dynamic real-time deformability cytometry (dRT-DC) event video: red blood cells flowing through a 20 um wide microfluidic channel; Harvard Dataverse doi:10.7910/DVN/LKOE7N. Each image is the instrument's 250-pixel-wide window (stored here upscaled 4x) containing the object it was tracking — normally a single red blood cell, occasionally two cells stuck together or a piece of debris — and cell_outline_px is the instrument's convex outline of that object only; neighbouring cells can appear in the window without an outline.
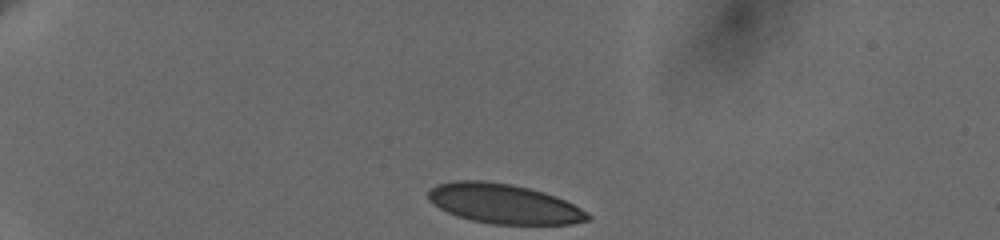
{"species": "human", "species_latin": "Homo sapiens", "temperature_condition": "cold", "stored_images_in_passage": 19, "camera_frame_rate_fps": 3000, "um_per_image_px": 0.085, "donor": {"sex": "female"}, "frame": {"image": 1, "passage_image": 1, "time_ms": 0.0, "image_size_px": [1000, 240], "cell_outline_px": [[592, 216], [588, 220], [572, 224], [492, 224], [472, 220], [448, 212], [432, 204], [428, 200], [428, 192], [436, 184], [456, 180], [480, 180], [512, 184], [544, 192], [556, 196], [588, 212]], "centroid_in_image_um": [42.82, 17.31], "position_along_channel_um": 42.2, "area_um2": 36.76}}
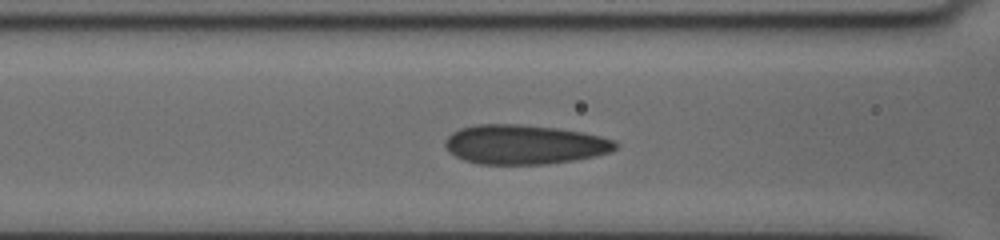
{"frame": {"image": 2, "passage_image": 12, "time_ms": 4.0, "image_size_px": [1000, 240], "cell_outline_px": [[620, 144], [612, 152], [596, 156], [576, 160], [548, 164], [480, 164], [464, 160], [448, 152], [444, 144], [444, 140], [452, 132], [460, 128], [476, 124], [520, 124], [556, 128], [580, 132], [600, 136], [616, 140]], "centroid_in_image_um": [44.58, 12.28], "position_along_channel_um": 122.0, "area_um2": 39.48}}
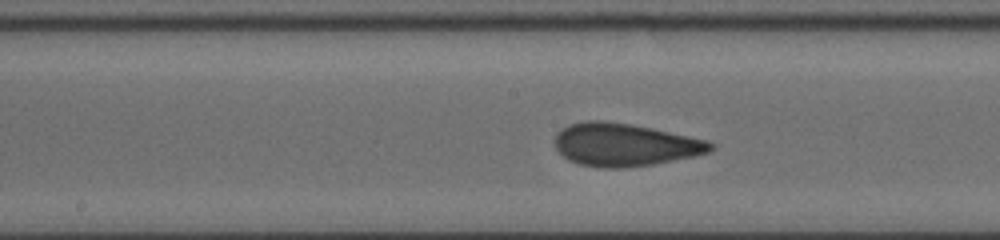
{"frame": {"image": 3, "passage_image": 17, "time_ms": 6.0, "image_size_px": [1000, 240], "cell_outline_px": [[716, 148], [708, 152], [696, 156], [652, 164], [624, 168], [600, 168], [580, 164], [568, 160], [556, 148], [556, 132], [572, 124], [588, 120], [596, 120], [628, 124], [708, 140], [716, 144]], "centroid_in_image_um": [53.13, 12.32], "position_along_channel_um": 195.1, "area_um2": 38.44}}